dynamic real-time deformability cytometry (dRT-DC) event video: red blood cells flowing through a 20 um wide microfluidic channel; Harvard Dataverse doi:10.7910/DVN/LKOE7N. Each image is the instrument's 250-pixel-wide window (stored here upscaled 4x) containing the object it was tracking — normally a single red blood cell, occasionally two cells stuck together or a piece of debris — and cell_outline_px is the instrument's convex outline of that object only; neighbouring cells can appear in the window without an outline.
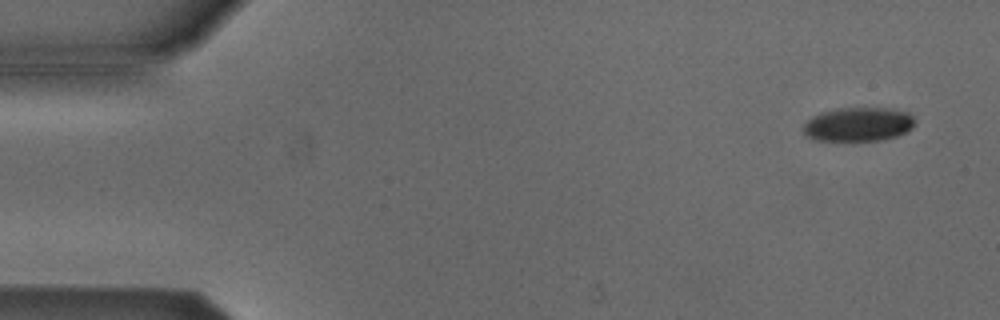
{"species": "Egyptian fruit bat (a non-hibernating species)", "species_latin": "Rousettus aegyptiacus", "temperature_condition": "cold", "stored_images_in_passage": 5, "camera_frame_rate_fps": 3000, "um_per_image_px": 0.085, "animal": {"sex": "male"}, "frame": {"image": 1, "passage_image": 1, "time_ms": 0.0, "image_size_px": [1000, 320], "cell_outline_px": [[912, 128], [896, 136], [880, 140], [812, 140], [804, 132], [804, 124], [812, 116], [820, 112], [836, 108], [888, 108], [908, 112], [912, 116]], "centroid_in_image_um": [72.92, 10.55], "position_along_channel_um": 12.1, "area_um2": 21.85}}
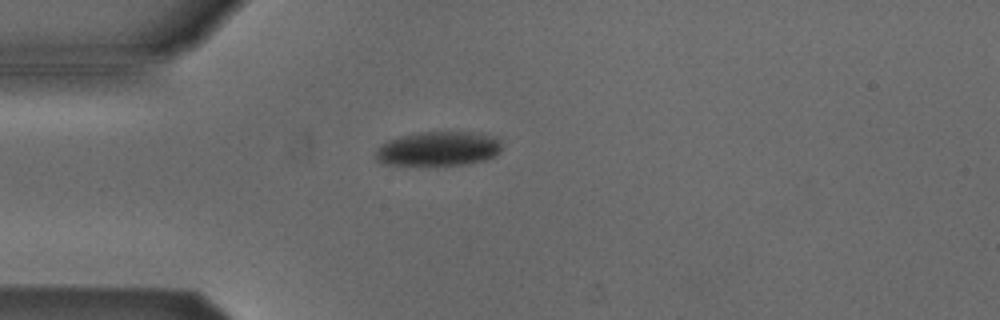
{"frame": {"image": 2, "passage_image": 4, "time_ms": 3.667, "image_size_px": [1000, 320], "cell_outline_px": [[500, 152], [496, 156], [484, 160], [444, 168], [404, 168], [380, 164], [376, 160], [376, 148], [380, 144], [388, 140], [400, 136], [420, 132], [472, 132], [496, 136], [500, 140]], "centroid_in_image_um": [37.17, 12.72], "position_along_channel_um": 47.8, "area_um2": 26.99}}